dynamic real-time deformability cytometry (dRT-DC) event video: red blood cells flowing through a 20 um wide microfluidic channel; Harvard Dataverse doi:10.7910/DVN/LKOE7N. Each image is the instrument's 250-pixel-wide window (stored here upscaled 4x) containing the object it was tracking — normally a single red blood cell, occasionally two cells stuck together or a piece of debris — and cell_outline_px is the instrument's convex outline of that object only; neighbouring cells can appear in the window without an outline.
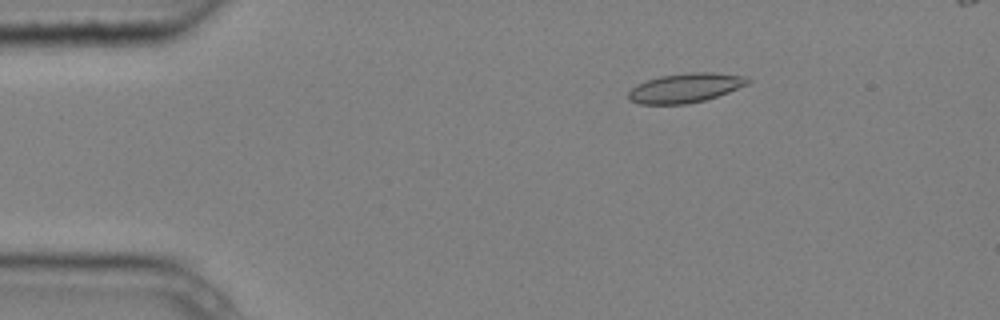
{"species": "common noctule bat (a hibernating species)", "species_latin": "Nyctalus noctula", "temperature_condition": "cold", "stored_images_in_passage": 5, "camera_frame_rate_fps": 3000, "um_per_image_px": 0.085, "animal": {"sex": "male", "body_mass_g": 20.4}, "frame": {"image": 1, "passage_image": 2, "time_ms": 0.333, "image_size_px": [1000, 320], "cell_outline_px": [[752, 80], [748, 84], [728, 92], [704, 100], [688, 104], [640, 104], [628, 100], [628, 92], [636, 84], [660, 76], [688, 72], [712, 72], [748, 76]], "centroid_in_image_um": [58.27, 7.46], "position_along_channel_um": 26.7, "area_um2": 20.52}}